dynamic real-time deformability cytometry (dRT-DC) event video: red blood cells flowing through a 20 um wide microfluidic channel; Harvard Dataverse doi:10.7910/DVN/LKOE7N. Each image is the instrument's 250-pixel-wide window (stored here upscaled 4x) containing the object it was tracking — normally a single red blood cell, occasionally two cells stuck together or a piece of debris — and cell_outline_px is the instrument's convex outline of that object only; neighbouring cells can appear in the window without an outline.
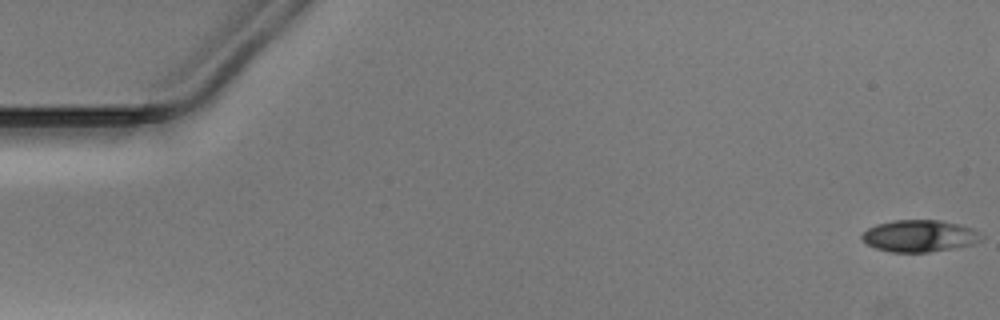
{"species": "Egyptian fruit bat (a non-hibernating species)", "species_latin": "Rousettus aegyptiacus", "temperature_condition": "warm", "stored_images_in_passage": 46, "camera_frame_rate_fps": 3000, "um_per_image_px": 0.085, "animal": {"sex": "male"}, "frame": {"image": 1, "passage_image": 1, "time_ms": 0.0, "image_size_px": [1000, 320], "cell_outline_px": [[984, 240], [976, 244], [928, 252], [892, 252], [876, 248], [868, 244], [860, 236], [868, 228], [876, 224], [892, 220], [940, 220], [960, 224], [972, 228], [980, 232], [984, 236]], "centroid_in_image_um": [78.22, 20.05], "position_along_channel_um": 6.8, "area_um2": 22.37}}
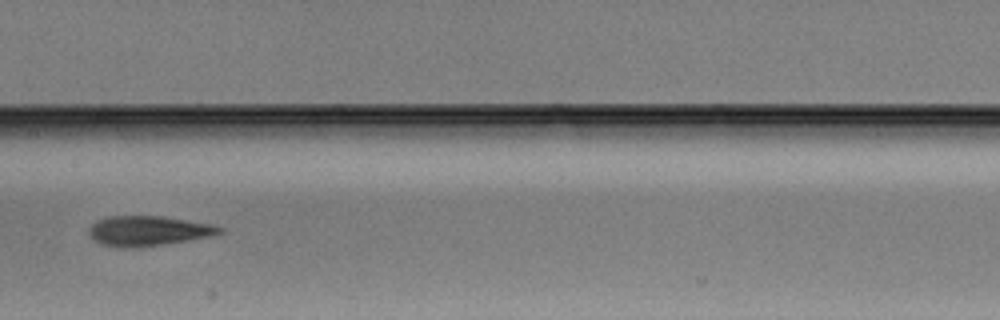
{"frame": {"image": 2, "passage_image": 26, "time_ms": 8.333, "image_size_px": [1000, 320], "cell_outline_px": [[224, 232], [212, 236], [188, 240], [136, 248], [120, 248], [104, 244], [88, 236], [88, 228], [96, 220], [108, 216], [160, 216], [208, 224], [224, 228]], "centroid_in_image_um": [12.55, 19.63], "position_along_channel_um": 194.8, "area_um2": 22.66}}
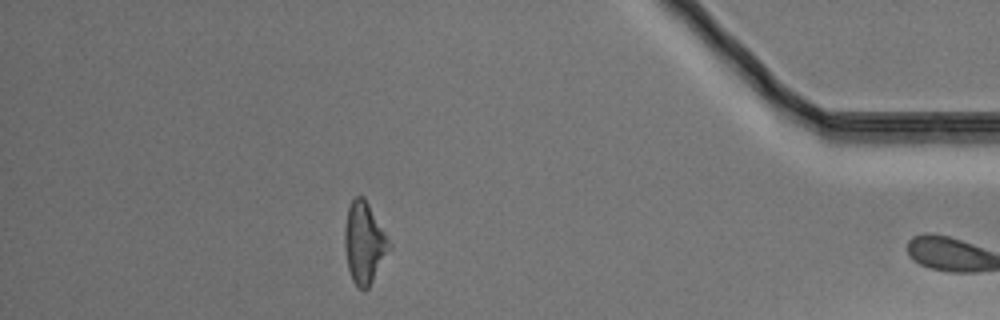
{"frame": {"image": 3, "passage_image": 45, "time_ms": 14.667, "image_size_px": [1000, 320], "cell_outline_px": [[392, 248], [368, 288], [364, 292], [352, 280], [348, 268], [344, 248], [344, 228], [348, 208], [352, 200], [356, 196], [364, 196], [392, 244]], "centroid_in_image_um": [30.97, 20.65], "position_along_channel_um": 404.2, "area_um2": 21.27}}